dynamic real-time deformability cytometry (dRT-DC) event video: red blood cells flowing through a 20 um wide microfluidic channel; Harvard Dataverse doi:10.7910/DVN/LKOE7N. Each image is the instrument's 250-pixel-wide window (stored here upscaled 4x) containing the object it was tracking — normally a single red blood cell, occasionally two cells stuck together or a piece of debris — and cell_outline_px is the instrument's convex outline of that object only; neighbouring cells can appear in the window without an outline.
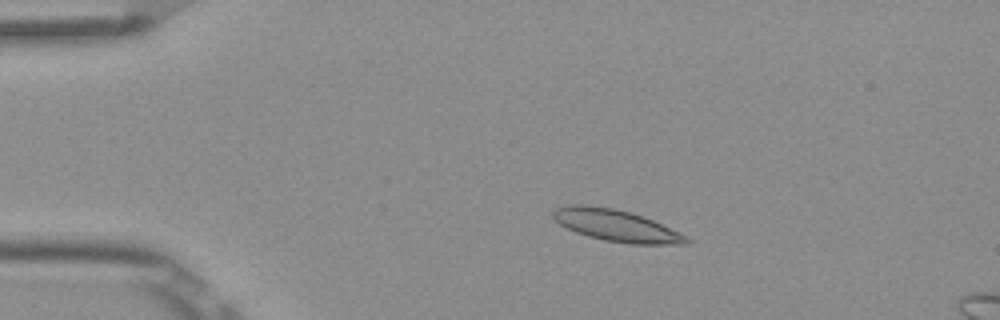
{"species": "Egyptian fruit bat (a non-hibernating species)", "species_latin": "Rousettus aegyptiacus", "temperature_condition": "room temperature", "stored_images_in_passage": 5, "camera_frame_rate_fps": 3000, "um_per_image_px": 0.085, "frame": {"image": 1, "passage_image": 3, "time_ms": 0.667, "image_size_px": [1000, 320], "cell_outline_px": [[692, 240], [684, 244], [632, 244], [604, 240], [588, 236], [576, 232], [560, 224], [552, 216], [552, 212], [556, 208], [572, 204], [584, 204], [612, 208], [644, 216], [688, 236]], "centroid_in_image_um": [52.39, 19.17], "position_along_channel_um": 32.6, "area_um2": 24.51}}